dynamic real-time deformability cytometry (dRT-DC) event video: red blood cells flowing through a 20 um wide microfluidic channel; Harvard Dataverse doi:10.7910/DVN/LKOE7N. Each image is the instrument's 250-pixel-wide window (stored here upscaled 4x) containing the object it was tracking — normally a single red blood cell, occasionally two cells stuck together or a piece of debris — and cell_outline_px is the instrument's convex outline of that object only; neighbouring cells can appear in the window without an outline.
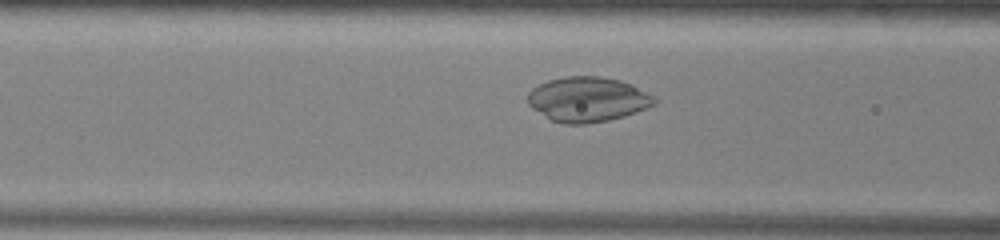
{"species": "common noctule bat (a hibernating species)", "species_latin": "Nyctalus noctula", "temperature_condition": "warm", "stored_images_in_passage": 41, "camera_frame_rate_fps": 3000, "um_per_image_px": 0.085, "animal": {"sex": "male", "body_mass_g": 13.0, "forearm_length_mm": 53.1}, "frame": {"image": 1, "passage_image": 20, "time_ms": 6.333, "image_size_px": [1000, 240], "cell_outline_px": [[656, 104], [648, 108], [624, 116], [608, 120], [584, 124], [564, 124], [552, 120], [532, 108], [528, 104], [528, 92], [532, 88], [548, 80], [564, 76], [600, 76], [620, 80], [632, 84], [652, 96], [656, 100]], "centroid_in_image_um": [49.94, 8.44], "position_along_channel_um": 116.7, "area_um2": 33.06}}
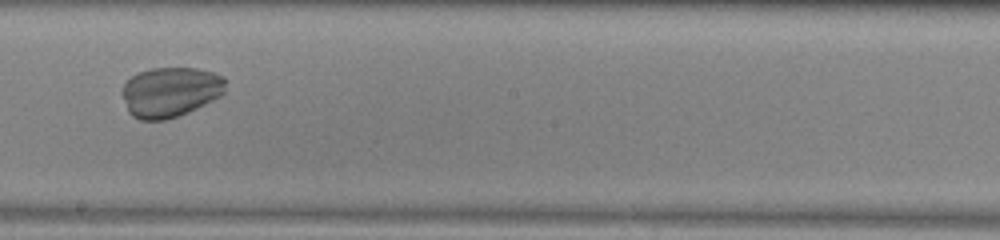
{"frame": {"image": 2, "passage_image": 29, "time_ms": 9.333, "image_size_px": [1000, 240], "cell_outline_px": [[224, 92], [220, 96], [188, 112], [164, 120], [140, 120], [132, 116], [128, 112], [120, 92], [124, 84], [132, 76], [140, 72], [152, 68], [196, 68], [216, 72], [224, 76]], "centroid_in_image_um": [14.45, 7.81], "position_along_channel_um": 233.7, "area_um2": 30.17}}
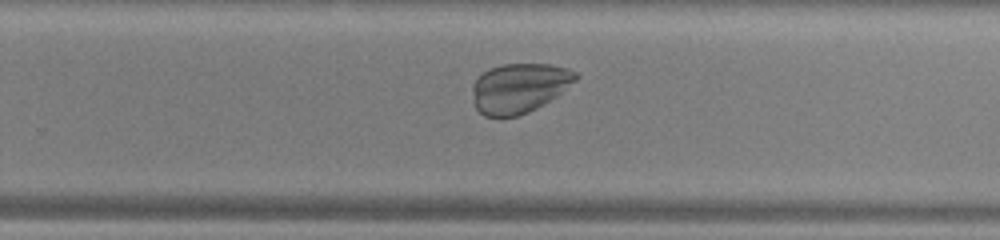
{"frame": {"image": 3, "passage_image": 33, "time_ms": 10.667, "image_size_px": [1000, 240], "cell_outline_px": [[580, 76], [576, 80], [556, 96], [536, 108], [528, 112], [516, 116], [484, 116], [476, 108], [472, 88], [472, 84], [476, 76], [488, 68], [504, 64], [552, 64], [568, 68], [576, 72]], "centroid_in_image_um": [44.12, 7.45], "position_along_channel_um": 285.7, "area_um2": 29.88}}